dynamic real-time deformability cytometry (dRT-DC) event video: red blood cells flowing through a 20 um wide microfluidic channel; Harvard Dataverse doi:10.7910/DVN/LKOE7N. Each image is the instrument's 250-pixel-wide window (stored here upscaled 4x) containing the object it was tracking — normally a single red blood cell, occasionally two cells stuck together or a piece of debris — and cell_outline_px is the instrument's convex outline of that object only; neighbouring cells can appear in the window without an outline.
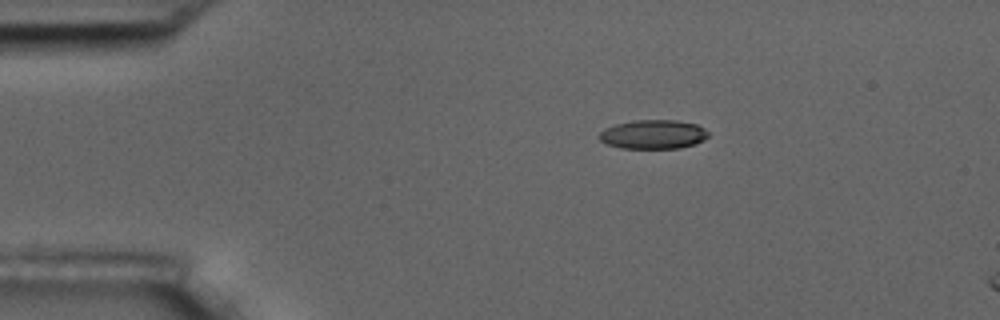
{"species": "common noctule bat (a hibernating species)", "species_latin": "Nyctalus noctula", "temperature_condition": "room temperature", "stored_images_in_passage": 3, "camera_frame_rate_fps": 3000, "um_per_image_px": 0.085, "animal": {"sex": "male", "body_mass_g": 17.5, "forearm_length_mm": 52.3}, "frame": {"image": 1, "passage_image": 1, "time_ms": 0.0, "image_size_px": [1000, 320], "cell_outline_px": [[708, 136], [704, 140], [696, 144], [680, 148], [620, 148], [608, 144], [600, 140], [600, 132], [604, 128], [616, 124], [636, 120], [676, 120], [696, 124], [704, 128], [708, 132]], "centroid_in_image_um": [55.55, 11.42], "position_along_channel_um": 29.5, "area_um2": 18.44}}